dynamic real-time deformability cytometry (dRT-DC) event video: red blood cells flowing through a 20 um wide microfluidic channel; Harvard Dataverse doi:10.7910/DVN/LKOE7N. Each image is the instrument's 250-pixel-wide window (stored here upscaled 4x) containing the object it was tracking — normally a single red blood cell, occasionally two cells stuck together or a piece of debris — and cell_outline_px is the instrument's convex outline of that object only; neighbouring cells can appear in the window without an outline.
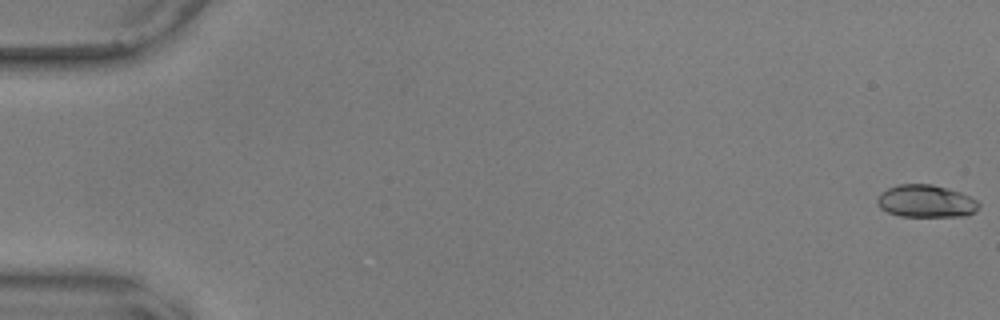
{"species": "common noctule bat (a hibernating species)", "species_latin": "Nyctalus noctula", "temperature_condition": "warm", "stored_images_in_passage": 57, "camera_frame_rate_fps": 3000, "um_per_image_px": 0.085, "animal": {"sex": "male", "body_mass_g": 17.9, "forearm_length_mm": 54.2}, "frame": {"image": 1, "passage_image": 1, "time_ms": 0.0, "image_size_px": [1000, 320], "cell_outline_px": [[980, 208], [976, 212], [968, 216], [900, 216], [888, 212], [880, 208], [876, 204], [876, 200], [888, 188], [900, 184], [932, 184], [948, 188], [960, 192], [976, 200], [980, 204]], "centroid_in_image_um": [78.74, 17.11], "position_along_channel_um": 6.3, "area_um2": 19.25}}
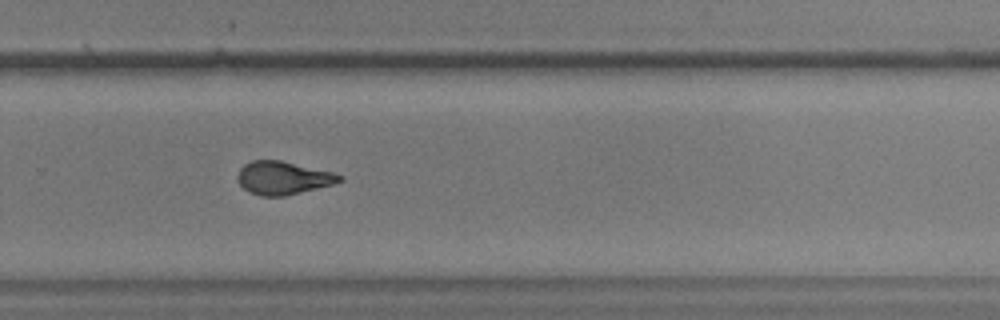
{"frame": {"image": 2, "passage_image": 39, "time_ms": 12.667, "image_size_px": [1000, 320], "cell_outline_px": [[344, 180], [332, 184], [284, 196], [260, 196], [248, 192], [240, 184], [240, 168], [244, 164], [252, 160], [280, 160], [332, 172], [344, 176]], "centroid_in_image_um": [24.07, 15.12], "position_along_channel_um": 305.7, "area_um2": 19.36}}
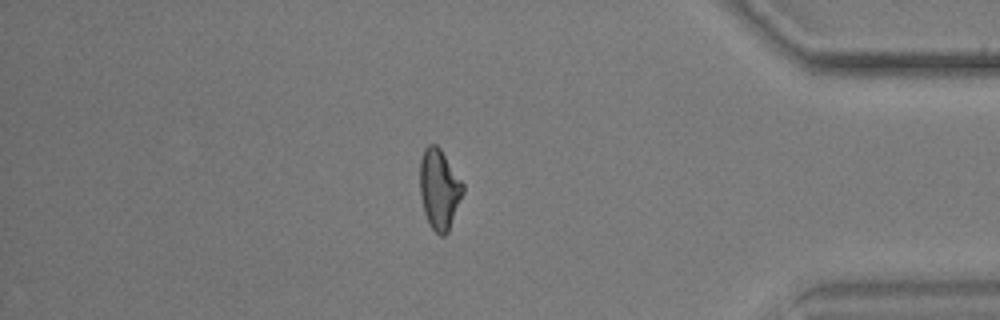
{"frame": {"image": 3, "passage_image": 49, "time_ms": 16.0, "image_size_px": [1000, 320], "cell_outline_px": [[464, 192], [448, 232], [444, 236], [440, 236], [428, 224], [424, 212], [420, 192], [420, 160], [424, 148], [428, 144], [436, 144], [440, 148], [464, 184]], "centroid_in_image_um": [37.34, 16.08], "position_along_channel_um": 397.9, "area_um2": 20.17}, "authors_computed_cell_mechanics": {"area_um2": 19.5942, "velocity_mm_per_s": 3.6254, "shape_relaxation_time_tau1_ms": null, "shape_relaxation_time_tau2_ms": 1.8644, "deformation_change_tau1": null, "deformation_change_tau2": 0.0908}}